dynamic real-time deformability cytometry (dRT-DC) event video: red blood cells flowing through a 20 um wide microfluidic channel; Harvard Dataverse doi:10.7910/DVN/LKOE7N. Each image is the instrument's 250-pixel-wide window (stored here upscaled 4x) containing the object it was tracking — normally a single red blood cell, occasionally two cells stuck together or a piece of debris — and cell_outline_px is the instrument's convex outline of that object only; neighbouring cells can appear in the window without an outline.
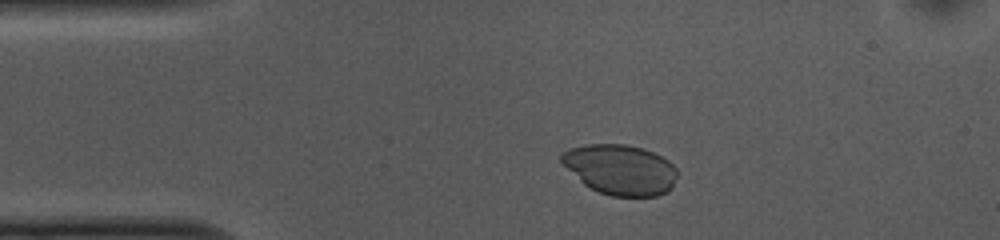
{"species": "common noctule bat (a hibernating species)", "species_latin": "Nyctalus noctula", "temperature_condition": "cold", "stored_images_in_passage": 41, "camera_frame_rate_fps": 3000, "um_per_image_px": 0.085, "animal": {"sex": "female", "body_mass_g": 10.0, "forearm_length_mm": 53.1}, "frame": {"image": 1, "passage_image": 6, "time_ms": 1.667, "image_size_px": [1000, 240], "cell_outline_px": [[676, 176], [672, 188], [668, 192], [656, 196], [612, 196], [600, 192], [584, 184], [560, 160], [560, 156], [568, 148], [588, 144], [624, 144], [644, 148], [668, 160], [676, 168]], "centroid_in_image_um": [52.75, 14.41], "position_along_channel_um": 32.2, "area_um2": 33.64}}